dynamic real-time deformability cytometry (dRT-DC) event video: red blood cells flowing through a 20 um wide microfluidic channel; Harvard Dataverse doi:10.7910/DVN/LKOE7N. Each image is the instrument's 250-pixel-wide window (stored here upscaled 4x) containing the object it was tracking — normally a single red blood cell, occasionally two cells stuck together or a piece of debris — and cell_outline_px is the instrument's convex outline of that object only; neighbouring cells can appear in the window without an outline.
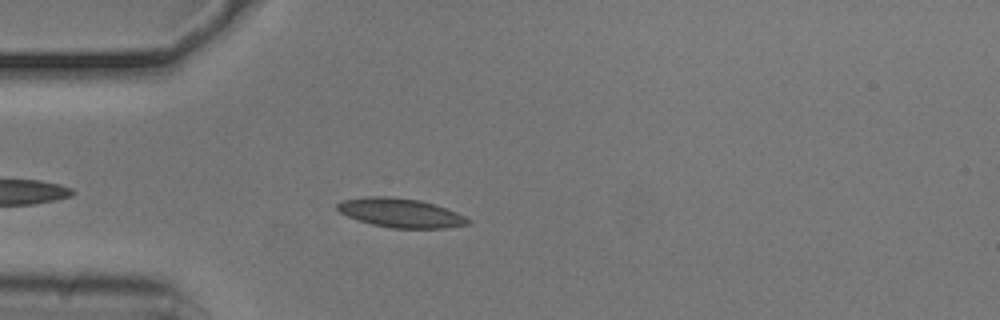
{"species": "common noctule bat (a hibernating species)", "species_latin": "Nyctalus noctula", "temperature_condition": "cold", "stored_images_in_passage": 42, "camera_frame_rate_fps": 3000, "um_per_image_px": 0.085, "animal": {"sex": "male", "body_mass_g": 20.5, "forearm_length_mm": 52.5}, "frame": {"image": 1, "passage_image": 3, "time_ms": 0.667, "image_size_px": [1000, 320], "cell_outline_px": [[472, 224], [444, 228], [392, 228], [372, 224], [348, 216], [340, 212], [336, 208], [336, 204], [344, 200], [364, 196], [388, 196], [420, 200], [456, 212], [472, 220]], "centroid_in_image_um": [34.06, 18.09], "position_along_channel_um": 50.9, "area_um2": 22.02}}
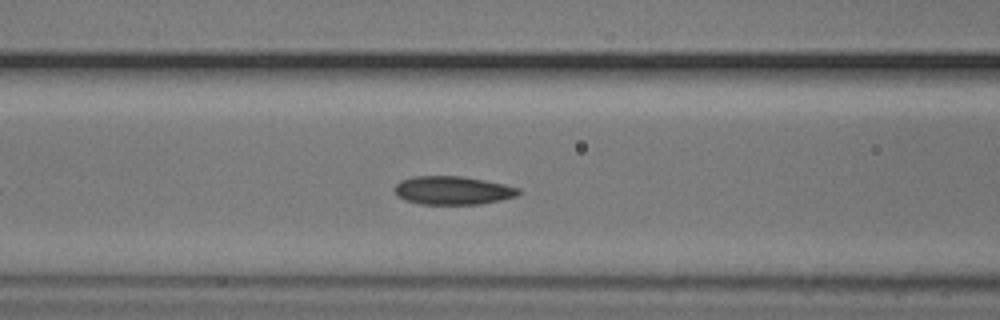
{"frame": {"image": 2, "passage_image": 10, "time_ms": 3.0, "image_size_px": [1000, 320], "cell_outline_px": [[520, 192], [516, 196], [500, 200], [480, 204], [420, 204], [404, 200], [396, 196], [396, 184], [400, 180], [412, 176], [464, 176], [504, 184], [520, 188]], "centroid_in_image_um": [38.47, 16.18], "position_along_channel_um": 128.1, "area_um2": 20.58}}
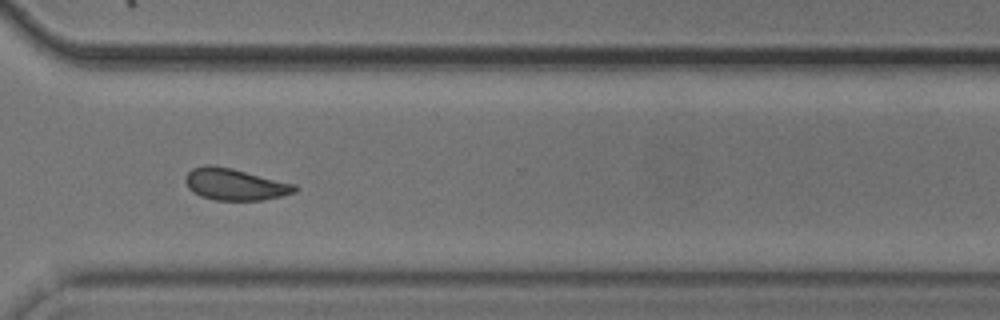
{"frame": {"image": 3, "passage_image": 28, "time_ms": 9.0, "image_size_px": [1000, 320], "cell_outline_px": [[296, 192], [280, 196], [260, 200], [216, 200], [200, 196], [188, 188], [184, 180], [184, 176], [192, 168], [208, 164], [232, 168], [296, 184]], "centroid_in_image_um": [19.93, 15.66], "position_along_channel_um": 350.7, "area_um2": 20.17}, "authors_computed_cell_mechanics": {"area_um2": 20.3167, "velocity_mm_per_s": 3.7123, "shape_relaxation_time_tau1_ms": 3.0571, "shape_relaxation_time_tau2_ms": 2.3605, "deformation_change_tau1": 0.1107, "deformation_change_tau2": 0.0844}}